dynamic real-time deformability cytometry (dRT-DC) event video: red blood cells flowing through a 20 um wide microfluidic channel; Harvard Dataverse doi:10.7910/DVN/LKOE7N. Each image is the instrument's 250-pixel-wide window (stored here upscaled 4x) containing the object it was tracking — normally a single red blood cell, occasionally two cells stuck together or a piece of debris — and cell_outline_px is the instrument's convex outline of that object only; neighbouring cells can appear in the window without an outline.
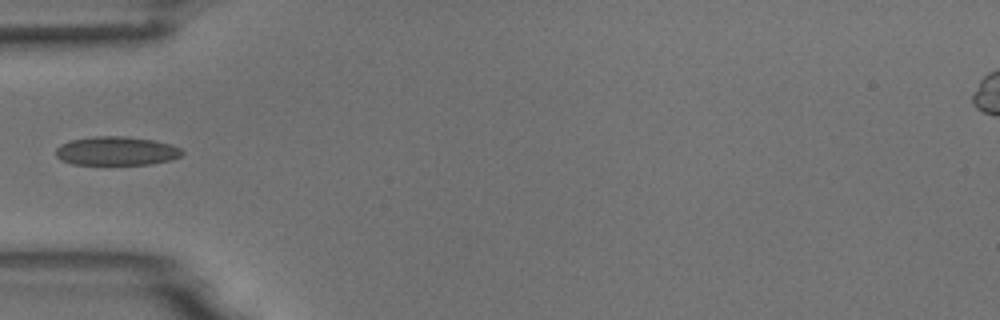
{"species": "common noctule bat (a hibernating species)", "species_latin": "Nyctalus noctula", "temperature_condition": "room temperature", "stored_images_in_passage": 1, "camera_frame_rate_fps": 3000, "um_per_image_px": 0.085, "animal": {"sex": "male", "body_mass_g": 18.8}, "frame": {"image": 1, "passage_image": 1, "time_ms": 0.0, "image_size_px": [1000, 320], "cell_outline_px": [[184, 152], [180, 156], [172, 160], [148, 164], [72, 164], [60, 160], [56, 156], [56, 148], [60, 144], [68, 140], [92, 136], [128, 136], [152, 140], [172, 144], [180, 148]], "centroid_in_image_um": [9.87, 12.82], "position_along_channel_um": 75.1, "area_um2": 21.39}}